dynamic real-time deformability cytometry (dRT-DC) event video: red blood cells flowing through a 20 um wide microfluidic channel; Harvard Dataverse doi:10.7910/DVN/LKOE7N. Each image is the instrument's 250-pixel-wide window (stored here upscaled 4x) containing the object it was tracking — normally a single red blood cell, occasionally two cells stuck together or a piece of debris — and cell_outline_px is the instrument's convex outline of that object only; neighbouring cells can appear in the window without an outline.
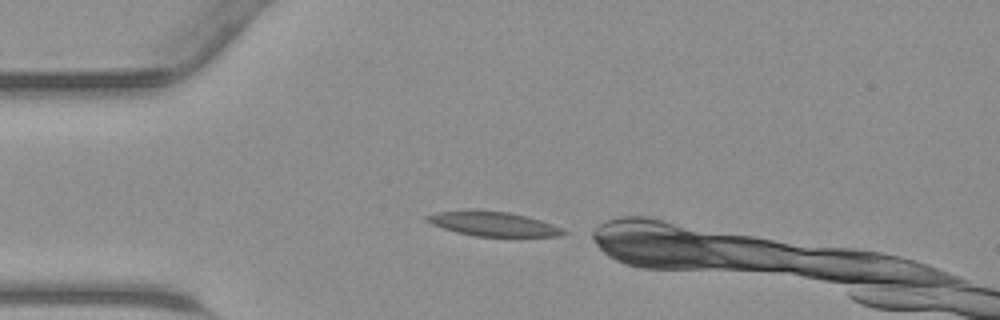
{"species": "common noctule bat (a hibernating species)", "species_latin": "Nyctalus noctula", "temperature_condition": "warm", "stored_images_in_passage": 20, "camera_frame_rate_fps": 3000, "um_per_image_px": 0.085, "animal": {"sex": "male", "body_mass_g": 23.1, "forearm_length_mm": 52.7}, "frame": {"image": 1, "passage_image": 1, "time_ms": 0.0, "image_size_px": [1000, 320], "cell_outline_px": [[568, 232], [560, 236], [476, 236], [456, 232], [432, 224], [424, 220], [424, 216], [436, 212], [508, 212], [528, 216], [552, 224]], "centroid_in_image_um": [41.94, 19.06], "position_along_channel_um": 43.1, "area_um2": 18.67}}
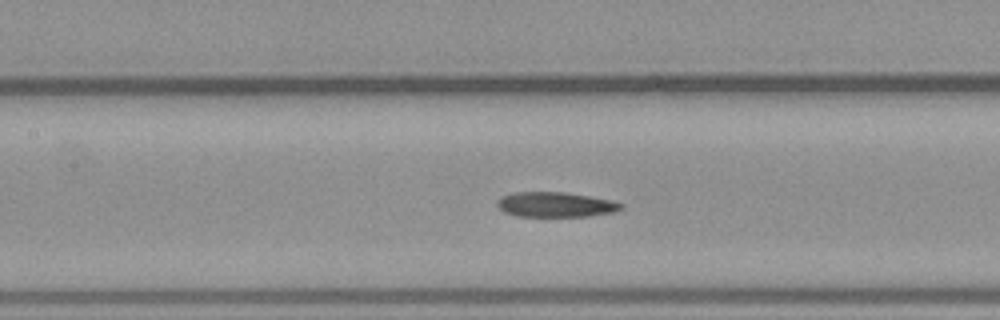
{"frame": {"image": 2, "passage_image": 10, "time_ms": 3.0, "image_size_px": [1000, 320], "cell_outline_px": [[624, 208], [616, 212], [588, 216], [516, 216], [504, 212], [496, 204], [496, 200], [504, 196], [516, 192], [560, 192], [588, 196], [608, 200], [624, 204]], "centroid_in_image_um": [47.22, 17.4], "position_along_channel_um": 160.2, "area_um2": 17.86}}
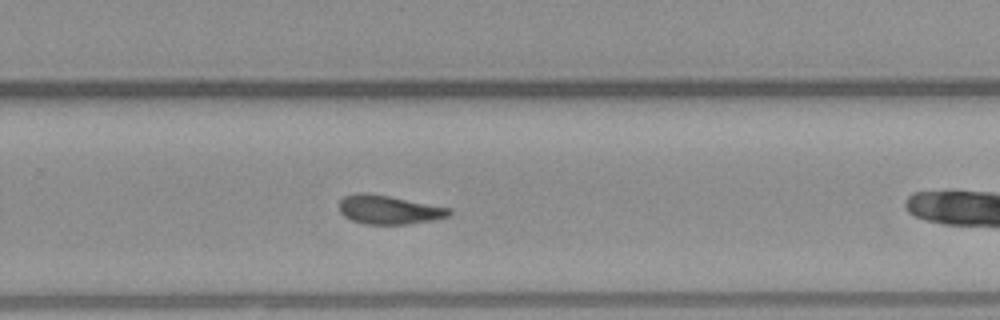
{"frame": {"image": 3, "passage_image": 19, "time_ms": 6.0, "image_size_px": [1000, 320], "cell_outline_px": [[452, 212], [448, 216], [436, 220], [408, 224], [364, 224], [352, 220], [344, 216], [340, 212], [340, 200], [344, 196], [356, 192], [372, 192], [452, 208]], "centroid_in_image_um": [33.07, 17.81], "position_along_channel_um": 296.7, "area_um2": 18.9}}